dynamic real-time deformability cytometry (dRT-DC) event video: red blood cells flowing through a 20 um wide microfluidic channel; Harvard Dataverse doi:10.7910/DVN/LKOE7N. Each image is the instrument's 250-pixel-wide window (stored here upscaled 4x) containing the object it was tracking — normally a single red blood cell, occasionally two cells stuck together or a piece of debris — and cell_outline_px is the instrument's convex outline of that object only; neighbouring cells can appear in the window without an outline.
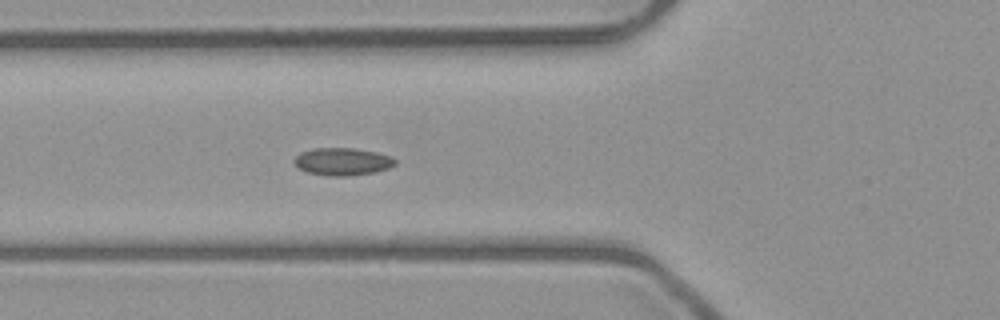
{"species": "common noctule bat (a hibernating species)", "species_latin": "Nyctalus noctula", "temperature_condition": "room temperature", "stored_images_in_passage": 6, "camera_frame_rate_fps": 3000, "um_per_image_px": 0.085, "animal": {"sex": "male", "body_mass_g": 23.1, "forearm_length_mm": 52.7}, "frame": {"image": 1, "passage_image": 6, "time_ms": 5.667, "image_size_px": [1000, 320], "cell_outline_px": [[396, 164], [388, 168], [372, 172], [348, 176], [328, 176], [304, 172], [292, 164], [292, 160], [300, 152], [312, 148], [352, 148], [376, 152], [392, 156], [396, 160]], "centroid_in_image_um": [29.04, 13.73], "position_along_channel_um": 96.8, "area_um2": 16.42}}